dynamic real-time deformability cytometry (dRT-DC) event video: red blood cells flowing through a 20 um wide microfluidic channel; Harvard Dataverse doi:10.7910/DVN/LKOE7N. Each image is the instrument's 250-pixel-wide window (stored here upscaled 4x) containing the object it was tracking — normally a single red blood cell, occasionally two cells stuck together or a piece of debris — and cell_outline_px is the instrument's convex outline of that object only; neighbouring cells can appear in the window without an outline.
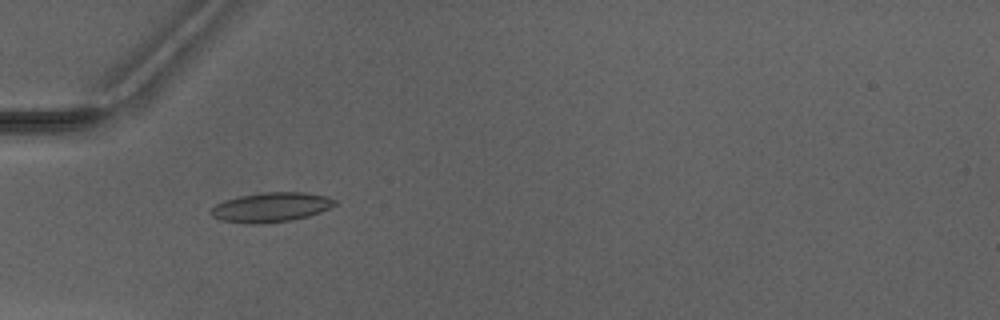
{"species": "Egyptian fruit bat (a non-hibernating species)", "species_latin": "Rousettus aegyptiacus", "temperature_condition": "warm", "stored_images_in_passage": 5, "camera_frame_rate_fps": 3000, "um_per_image_px": 0.085, "animal": {"sex": "male"}, "frame": {"image": 1, "passage_image": 5, "time_ms": 4.667, "image_size_px": [1000, 320], "cell_outline_px": [[336, 204], [320, 212], [308, 216], [292, 220], [252, 224], [248, 224], [220, 220], [212, 216], [208, 212], [216, 204], [224, 200], [240, 196], [264, 192], [304, 192], [328, 196], [336, 200]], "centroid_in_image_um": [23.02, 17.61], "position_along_channel_um": 62.0, "area_um2": 21.33}}